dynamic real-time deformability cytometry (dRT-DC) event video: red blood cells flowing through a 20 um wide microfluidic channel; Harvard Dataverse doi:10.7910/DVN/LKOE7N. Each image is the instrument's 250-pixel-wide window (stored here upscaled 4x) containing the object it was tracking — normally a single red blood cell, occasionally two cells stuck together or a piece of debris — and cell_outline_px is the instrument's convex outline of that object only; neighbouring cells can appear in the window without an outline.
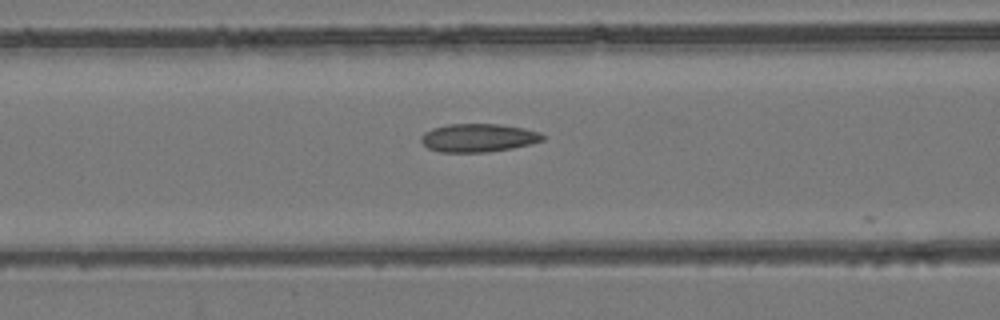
{"species": "common noctule bat (a hibernating species)", "species_latin": "Nyctalus noctula", "temperature_condition": "room temperature", "stored_images_in_passage": 6, "camera_frame_rate_fps": 3000, "um_per_image_px": 0.085, "animal": {"sex": "female", "body_mass_g": 24.6, "forearm_length_mm": 56.2}, "frame": {"image": 1, "passage_image": 4, "time_ms": 1.0, "image_size_px": [1000, 320], "cell_outline_px": [[544, 140], [512, 148], [488, 152], [440, 152], [428, 148], [420, 140], [420, 136], [424, 132], [432, 128], [448, 124], [496, 124], [524, 128], [540, 132], [544, 136]], "centroid_in_image_um": [40.63, 11.71], "position_along_channel_um": 126.0, "area_um2": 20.0}}